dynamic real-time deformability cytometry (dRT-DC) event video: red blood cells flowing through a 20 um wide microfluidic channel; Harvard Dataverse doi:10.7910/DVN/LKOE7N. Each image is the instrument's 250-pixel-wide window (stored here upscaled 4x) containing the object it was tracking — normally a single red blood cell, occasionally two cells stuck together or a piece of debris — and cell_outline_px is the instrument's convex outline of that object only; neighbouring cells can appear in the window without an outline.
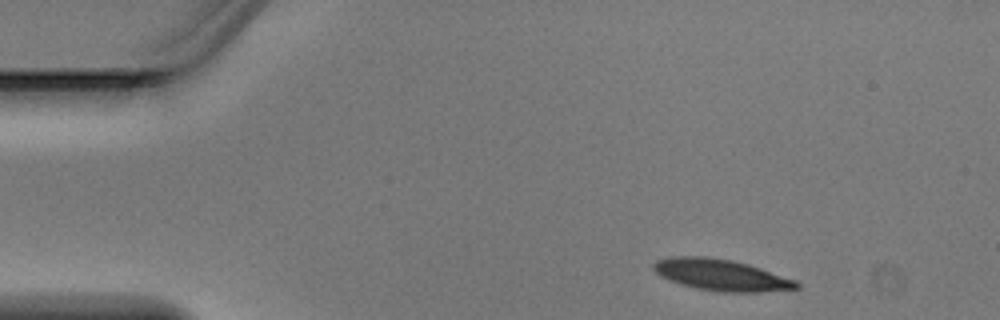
{"species": "Egyptian fruit bat (a non-hibernating species)", "species_latin": "Rousettus aegyptiacus", "temperature_condition": "warm", "stored_images_in_passage": 3, "camera_frame_rate_fps": 3000, "um_per_image_px": 0.085, "animal": {"sex": "male"}, "frame": {"image": 1, "passage_image": 1, "time_ms": 0.0, "image_size_px": [1000, 320], "cell_outline_px": [[800, 288], [756, 292], [724, 292], [696, 288], [660, 276], [652, 268], [652, 264], [656, 260], [672, 256], [708, 256], [732, 260], [748, 264], [796, 280], [800, 284]], "centroid_in_image_um": [61.29, 23.35], "position_along_channel_um": 23.7, "area_um2": 25.95}}
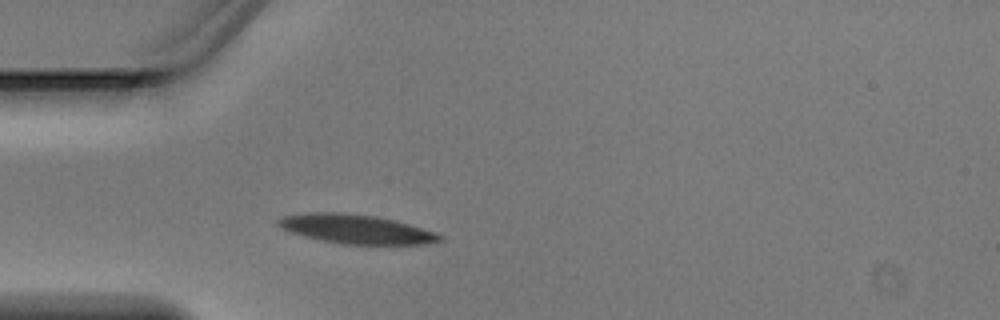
{"frame": {"image": 2, "passage_image": 3, "time_ms": 0.667, "image_size_px": [1000, 320], "cell_outline_px": [[440, 240], [424, 244], [344, 244], [320, 240], [304, 236], [280, 228], [276, 224], [276, 220], [284, 216], [308, 212], [344, 212], [376, 216], [396, 220], [432, 232], [440, 236]], "centroid_in_image_um": [30.17, 19.45], "position_along_channel_um": 54.8, "area_um2": 27.11}}